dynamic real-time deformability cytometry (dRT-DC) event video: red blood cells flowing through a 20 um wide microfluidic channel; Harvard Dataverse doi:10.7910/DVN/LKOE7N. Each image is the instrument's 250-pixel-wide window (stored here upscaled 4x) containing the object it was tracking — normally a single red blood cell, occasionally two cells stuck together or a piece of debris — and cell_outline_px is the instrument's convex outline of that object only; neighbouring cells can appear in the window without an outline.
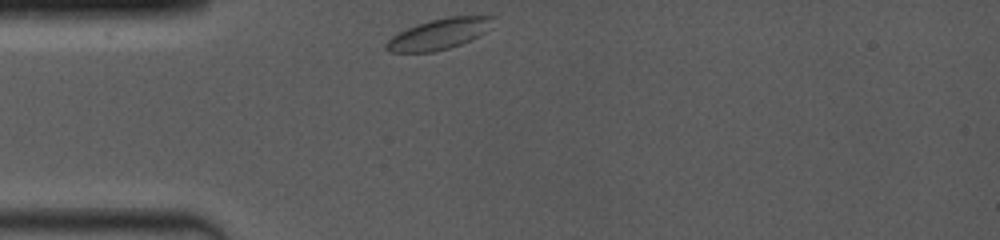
{"species": "common noctule bat (a hibernating species)", "species_latin": "Nyctalus noctula", "temperature_condition": "room temperature", "stored_images_in_passage": 2, "camera_frame_rate_fps": 4000, "um_per_image_px": 0.085, "animal": {"sex": "female", "body_mass_g": 19.0, "forearm_length_mm": 53.3}, "frame": {"image": 1, "passage_image": 1, "time_ms": 0.0, "image_size_px": [1000, 240], "cell_outline_px": [[496, 16], [484, 32], [460, 44], [448, 48], [432, 52], [388, 52], [384, 48], [384, 44], [392, 36], [416, 24], [428, 20], [448, 16]], "centroid_in_image_um": [37.24, 2.89], "position_along_channel_um": 47.8, "area_um2": 18.84}}